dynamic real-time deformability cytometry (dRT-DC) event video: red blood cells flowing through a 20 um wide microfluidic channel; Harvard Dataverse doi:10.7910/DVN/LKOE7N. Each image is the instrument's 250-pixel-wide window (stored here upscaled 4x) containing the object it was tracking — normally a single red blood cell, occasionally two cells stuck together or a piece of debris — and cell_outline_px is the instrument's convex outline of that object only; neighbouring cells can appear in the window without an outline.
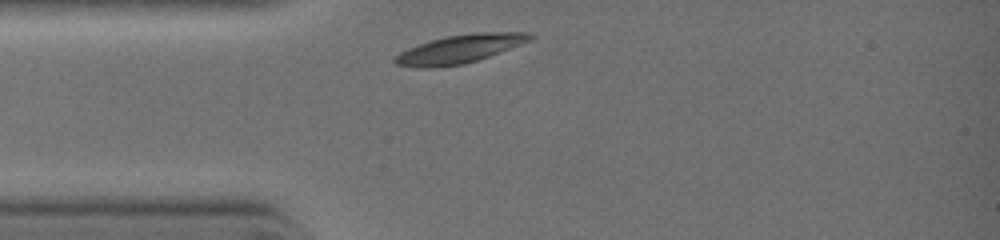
{"species": "common noctule bat (a hibernating species)", "species_latin": "Nyctalus noctula", "temperature_condition": "warm", "stored_images_in_passage": 1, "camera_frame_rate_fps": 3000, "um_per_image_px": 0.085, "animal": {"sex": "female", "body_mass_g": 19.0, "forearm_length_mm": 51.5}, "frame": {"image": 1, "passage_image": 1, "time_ms": 0.0, "image_size_px": [1000, 240], "cell_outline_px": [[536, 36], [532, 40], [488, 56], [464, 64], [436, 68], [416, 68], [396, 64], [392, 60], [400, 52], [408, 48], [444, 36], [476, 32], [532, 32]], "centroid_in_image_um": [39.09, 4.16], "position_along_channel_um": 45.9, "area_um2": 22.43}}